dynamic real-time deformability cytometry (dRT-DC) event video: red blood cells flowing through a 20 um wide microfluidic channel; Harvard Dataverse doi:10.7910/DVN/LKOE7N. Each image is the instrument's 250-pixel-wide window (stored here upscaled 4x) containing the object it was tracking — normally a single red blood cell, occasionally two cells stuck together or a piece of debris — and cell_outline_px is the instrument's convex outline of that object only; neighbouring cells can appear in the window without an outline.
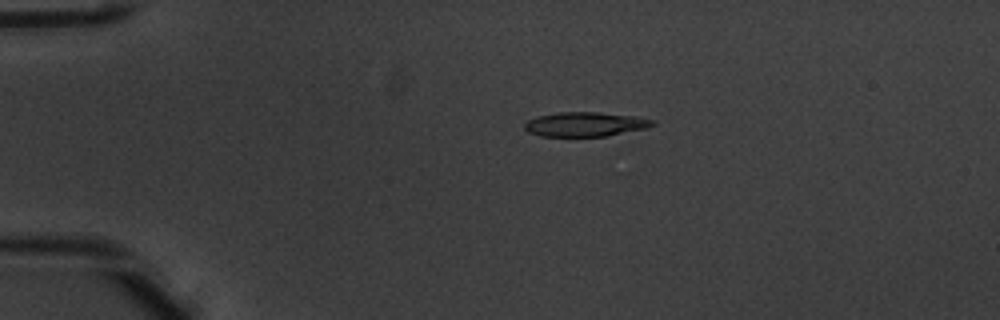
{"species": "common noctule bat (a hibernating species)", "species_latin": "Nyctalus noctula", "temperature_condition": "warm", "stored_images_in_passage": 4, "camera_frame_rate_fps": 3000, "um_per_image_px": 0.085, "animal": {"sex": "male", "body_mass_g": 20.1, "forearm_length_mm": 53.5}, "frame": {"image": 1, "passage_image": 3, "time_ms": 0.667, "image_size_px": [1000, 320], "cell_outline_px": [[656, 124], [648, 128], [608, 136], [540, 136], [528, 132], [524, 128], [524, 124], [528, 120], [536, 116], [560, 112], [596, 112], [636, 116], [656, 120]], "centroid_in_image_um": [49.78, 10.56], "position_along_channel_um": 35.2, "area_um2": 18.38}}